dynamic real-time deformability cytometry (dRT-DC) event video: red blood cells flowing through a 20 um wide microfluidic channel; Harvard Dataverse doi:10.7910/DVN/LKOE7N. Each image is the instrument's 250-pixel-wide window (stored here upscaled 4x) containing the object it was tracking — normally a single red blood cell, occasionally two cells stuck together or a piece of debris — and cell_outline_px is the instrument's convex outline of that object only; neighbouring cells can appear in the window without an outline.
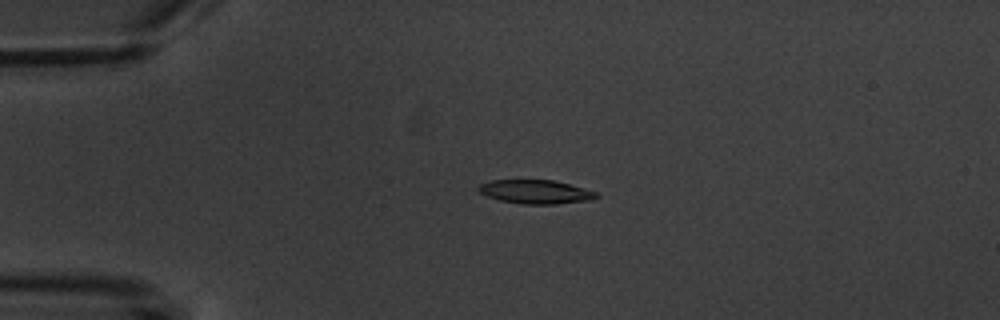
{"species": "common noctule bat (a hibernating species)", "species_latin": "Nyctalus noctula", "temperature_condition": "warm", "stored_images_in_passage": 4, "camera_frame_rate_fps": 3000, "um_per_image_px": 0.085, "animal": {"sex": "male", "body_mass_g": 20.1, "forearm_length_mm": 53.5}, "frame": {"image": 1, "passage_image": 3, "time_ms": 2.333, "image_size_px": [1000, 320], "cell_outline_px": [[600, 196], [588, 200], [556, 204], [524, 204], [500, 200], [488, 196], [480, 192], [476, 188], [480, 184], [492, 180], [552, 180], [584, 188], [596, 192]], "centroid_in_image_um": [45.51, 16.3], "position_along_channel_um": 39.5, "area_um2": 16.13}}